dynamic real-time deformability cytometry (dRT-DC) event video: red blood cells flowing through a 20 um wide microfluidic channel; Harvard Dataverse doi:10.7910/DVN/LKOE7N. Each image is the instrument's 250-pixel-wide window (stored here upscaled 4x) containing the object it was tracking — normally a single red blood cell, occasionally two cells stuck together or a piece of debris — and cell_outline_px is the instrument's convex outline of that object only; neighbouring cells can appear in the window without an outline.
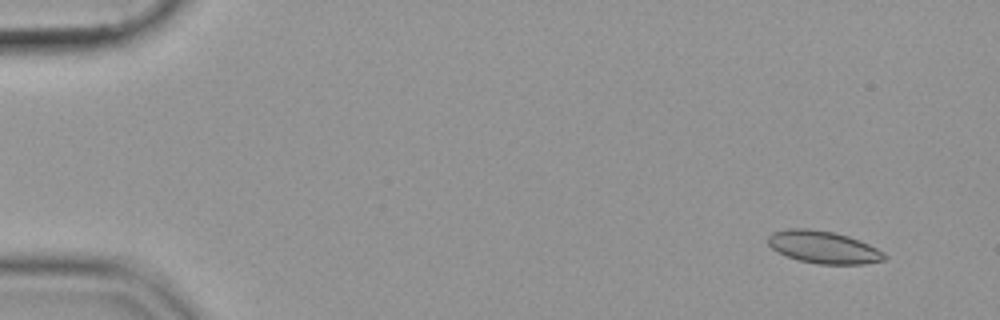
{"species": "common noctule bat (a hibernating species)", "species_latin": "Nyctalus noctula", "temperature_condition": "cold", "stored_images_in_passage": 52, "camera_frame_rate_fps": 3000, "um_per_image_px": 0.085, "animal": {"sex": "female", "body_mass_g": 19.9}, "frame": {"image": 1, "passage_image": 1, "time_ms": 0.0, "image_size_px": [1000, 320], "cell_outline_px": [[888, 256], [884, 260], [864, 264], [820, 264], [800, 260], [776, 252], [768, 244], [768, 236], [772, 232], [788, 228], [808, 228], [832, 232], [848, 236], [860, 240], [884, 252]], "centroid_in_image_um": [69.99, 21.0], "position_along_channel_um": 15.0, "area_um2": 21.96}}
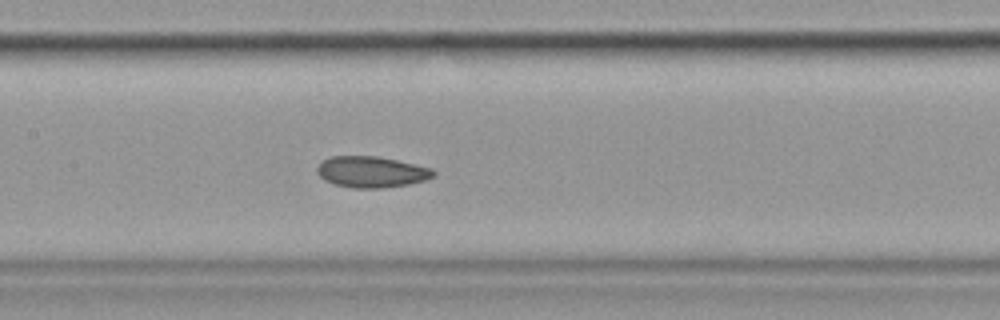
{"frame": {"image": 2, "passage_image": 24, "time_ms": 7.667, "image_size_px": [1000, 320], "cell_outline_px": [[436, 176], [424, 180], [408, 184], [380, 188], [352, 188], [336, 184], [324, 180], [316, 172], [316, 168], [324, 160], [332, 156], [376, 156], [396, 160], [432, 168], [436, 172]], "centroid_in_image_um": [31.58, 14.61], "position_along_channel_um": 175.8, "area_um2": 20.98}}
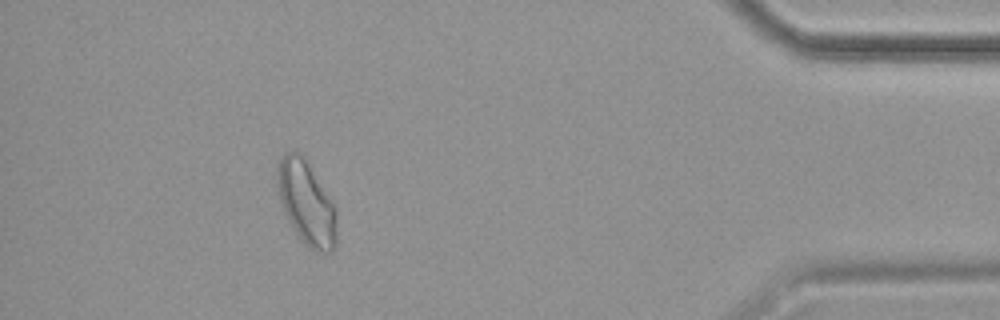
{"frame": {"image": 3, "passage_image": 47, "time_ms": 15.333, "image_size_px": [1000, 320], "cell_outline_px": [[336, 244], [332, 252], [316, 252], [308, 248], [300, 240], [284, 212], [280, 200], [276, 176], [276, 172], [280, 156], [284, 152], [296, 148], [304, 156], [336, 208]], "centroid_in_image_um": [26.03, 17.22], "position_along_channel_um": 409.2, "area_um2": 29.3}}